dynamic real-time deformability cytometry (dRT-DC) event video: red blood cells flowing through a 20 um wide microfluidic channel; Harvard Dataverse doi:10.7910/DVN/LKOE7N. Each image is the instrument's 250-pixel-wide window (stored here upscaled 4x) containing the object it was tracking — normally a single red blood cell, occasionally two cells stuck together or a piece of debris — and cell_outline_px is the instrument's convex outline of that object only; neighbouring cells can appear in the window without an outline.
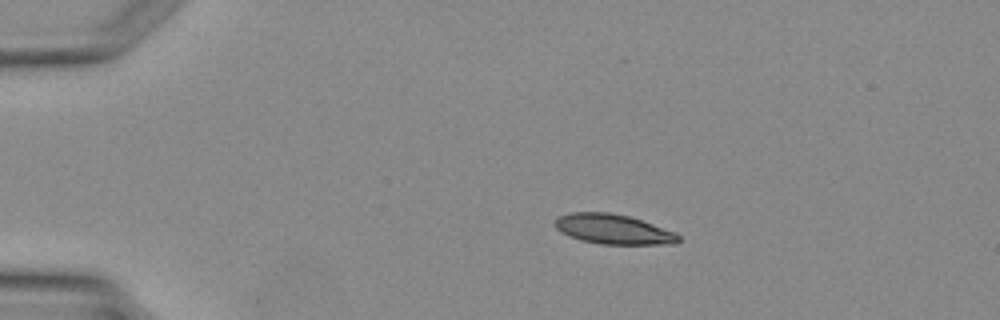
{"species": "Egyptian fruit bat (a non-hibernating species)", "species_latin": "Rousettus aegyptiacus", "temperature_condition": "warm", "stored_images_in_passage": 3, "camera_frame_rate_fps": 3000, "um_per_image_px": 0.085, "animal": {"sex": "female"}, "frame": {"image": 1, "passage_image": 2, "time_ms": 1.0, "image_size_px": [1000, 320], "cell_outline_px": [[680, 240], [676, 244], [600, 244], [580, 240], [568, 236], [560, 232], [552, 224], [560, 216], [572, 212], [608, 212], [628, 216], [676, 232], [680, 236]], "centroid_in_image_um": [52.11, 19.49], "position_along_channel_um": 32.9, "area_um2": 21.5}}